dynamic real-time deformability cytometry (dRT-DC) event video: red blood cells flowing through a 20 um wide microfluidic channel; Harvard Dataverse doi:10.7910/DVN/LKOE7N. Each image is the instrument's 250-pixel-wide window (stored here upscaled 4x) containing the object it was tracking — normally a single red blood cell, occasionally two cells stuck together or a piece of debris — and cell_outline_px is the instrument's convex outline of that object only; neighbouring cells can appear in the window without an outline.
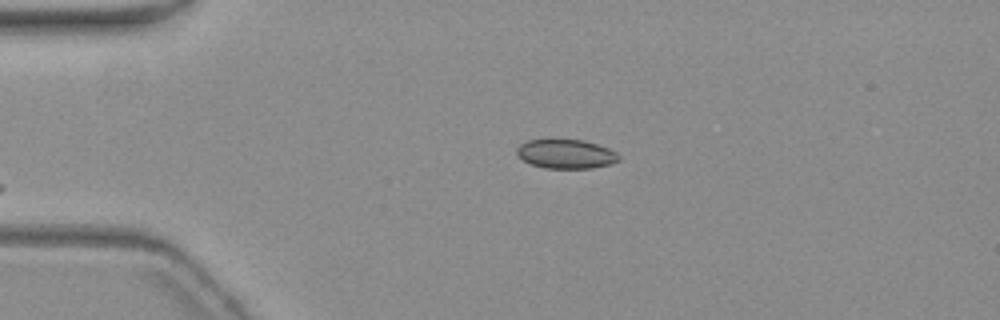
{"species": "common noctule bat (a hibernating species)", "species_latin": "Nyctalus noctula", "temperature_condition": "warm", "stored_images_in_passage": 4, "camera_frame_rate_fps": 3000, "um_per_image_px": 0.085, "animal": {"sex": "female", "body_mass_g": 19.3, "forearm_length_mm": 54.1}, "frame": {"image": 1, "passage_image": 4, "time_ms": 3.667, "image_size_px": [1000, 320], "cell_outline_px": [[620, 160], [612, 164], [592, 168], [544, 168], [532, 164], [516, 156], [516, 148], [520, 144], [528, 140], [548, 136], [584, 140], [608, 148], [616, 152], [620, 156]], "centroid_in_image_um": [48.06, 13.03], "position_along_channel_um": 36.9, "area_um2": 18.15}}